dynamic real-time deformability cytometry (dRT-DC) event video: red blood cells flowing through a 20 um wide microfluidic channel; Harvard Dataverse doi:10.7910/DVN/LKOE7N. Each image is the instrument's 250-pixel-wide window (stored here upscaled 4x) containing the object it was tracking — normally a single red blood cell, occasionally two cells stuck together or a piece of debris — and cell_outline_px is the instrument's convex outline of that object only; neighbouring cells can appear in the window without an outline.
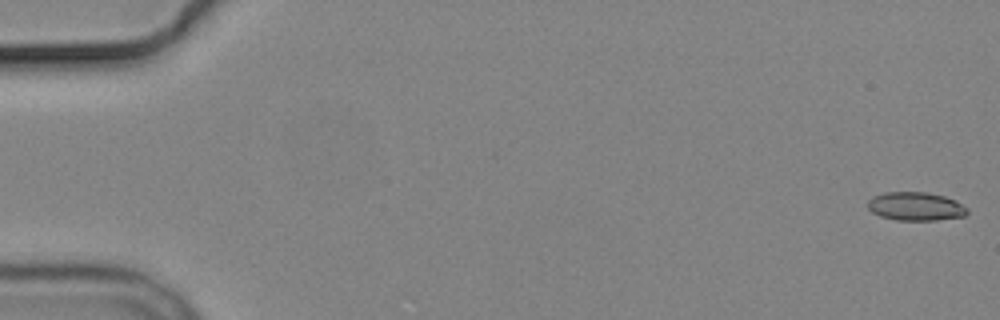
{"species": "common noctule bat (a hibernating species)", "species_latin": "Nyctalus noctula", "temperature_condition": "cold", "stored_images_in_passage": 6, "camera_frame_rate_fps": 3000, "um_per_image_px": 0.085, "animal": {"sex": "male", "body_mass_g": 19.2, "forearm_length_mm": 51.8}, "frame": {"image": 1, "passage_image": 1, "time_ms": 0.0, "image_size_px": [1000, 320], "cell_outline_px": [[968, 212], [964, 216], [936, 220], [896, 220], [880, 216], [872, 212], [868, 208], [868, 200], [872, 196], [884, 192], [928, 192], [944, 196], [956, 200], [968, 208]], "centroid_in_image_um": [77.83, 17.53], "position_along_channel_um": 7.2, "area_um2": 16.65}}